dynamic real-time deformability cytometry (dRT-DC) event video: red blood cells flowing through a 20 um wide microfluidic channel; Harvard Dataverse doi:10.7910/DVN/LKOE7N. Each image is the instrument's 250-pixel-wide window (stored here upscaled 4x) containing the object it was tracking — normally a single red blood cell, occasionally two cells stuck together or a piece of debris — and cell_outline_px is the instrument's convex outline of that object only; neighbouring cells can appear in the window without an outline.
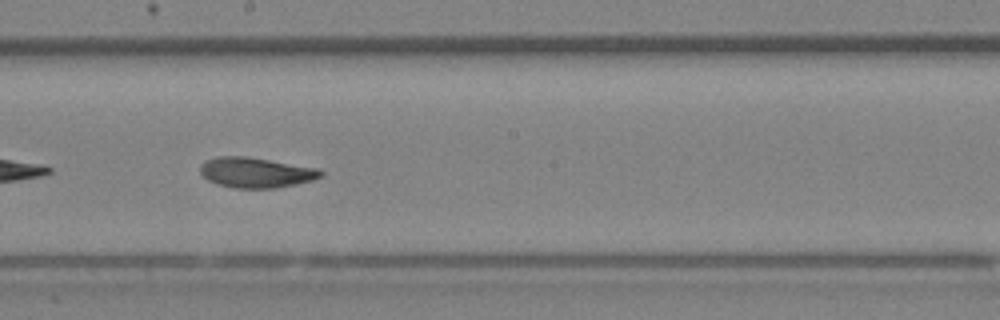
{"species": "Egyptian fruit bat (a non-hibernating species)", "species_latin": "Rousettus aegyptiacus", "temperature_condition": "room temperature", "stored_images_in_passage": 35, "camera_frame_rate_fps": 3000, "um_per_image_px": 0.085, "animal": {"sex": "female"}, "frame": {"image": 1, "passage_image": 20, "time_ms": 6.333, "image_size_px": [1000, 320], "cell_outline_px": [[324, 172], [320, 176], [312, 180], [276, 188], [236, 188], [220, 184], [208, 180], [200, 172], [200, 164], [216, 156], [248, 156], [320, 168]], "centroid_in_image_um": [21.77, 14.65], "position_along_channel_um": 226.4, "area_um2": 21.21}}
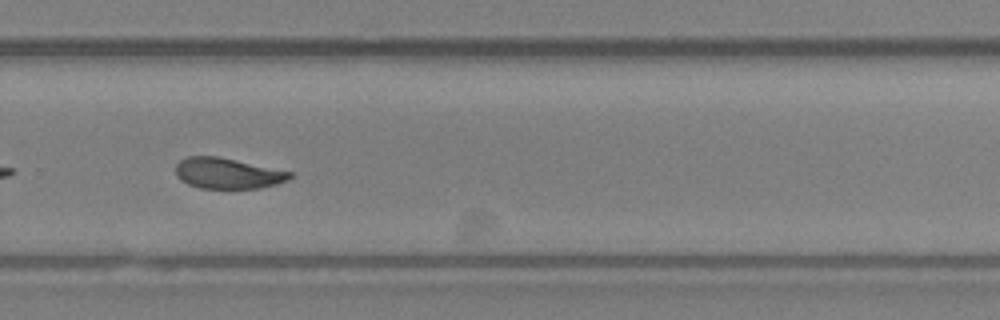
{"frame": {"image": 2, "passage_image": 25, "time_ms": 8.0, "image_size_px": [1000, 320], "cell_outline_px": [[292, 176], [288, 180], [276, 184], [260, 188], [200, 188], [188, 184], [180, 180], [176, 176], [176, 164], [180, 160], [188, 156], [216, 156], [292, 172]], "centroid_in_image_um": [19.32, 14.73], "position_along_channel_um": 310.5, "area_um2": 20.29}}